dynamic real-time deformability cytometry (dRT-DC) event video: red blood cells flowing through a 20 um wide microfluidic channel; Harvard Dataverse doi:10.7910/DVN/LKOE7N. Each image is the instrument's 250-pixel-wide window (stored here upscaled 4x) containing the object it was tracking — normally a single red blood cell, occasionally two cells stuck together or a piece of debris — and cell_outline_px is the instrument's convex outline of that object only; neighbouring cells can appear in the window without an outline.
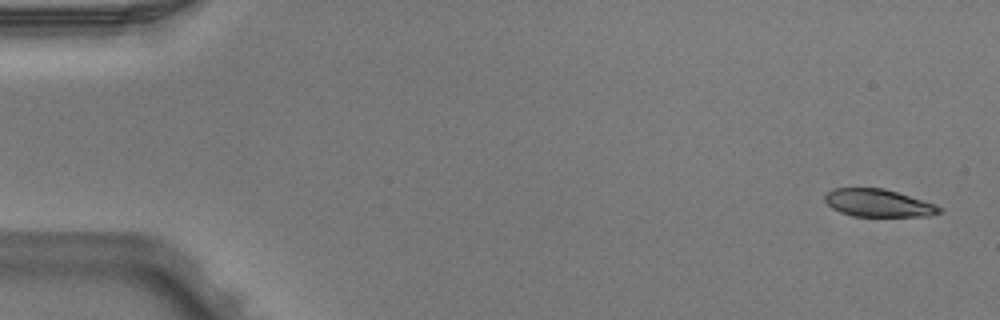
{"species": "Egyptian fruit bat (a non-hibernating species)", "species_latin": "Rousettus aegyptiacus", "temperature_condition": "warm", "stored_images_in_passage": 4, "camera_frame_rate_fps": 3000, "um_per_image_px": 0.085, "animal": {"sex": "male"}, "frame": {"image": 1, "passage_image": 1, "time_ms": 0.0, "image_size_px": [1000, 320], "cell_outline_px": [[944, 212], [932, 216], [852, 216], [840, 212], [832, 208], [824, 200], [824, 196], [828, 192], [836, 188], [884, 188], [936, 204], [944, 208]], "centroid_in_image_um": [74.71, 17.27], "position_along_channel_um": 10.3, "area_um2": 18.55}}
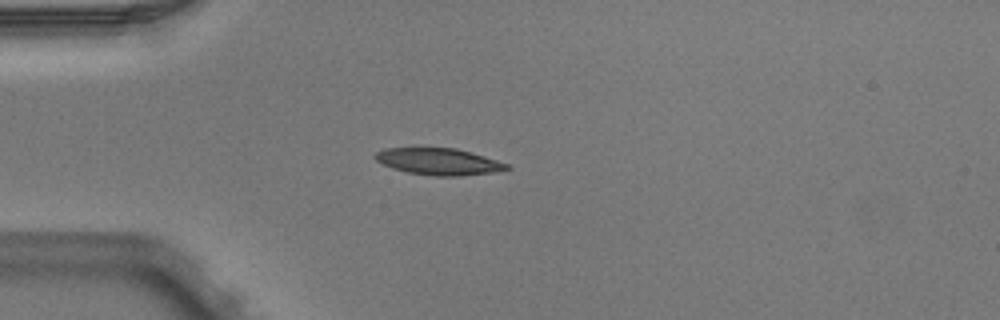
{"frame": {"image": 2, "passage_image": 4, "time_ms": 1.0, "image_size_px": [1000, 320], "cell_outline_px": [[512, 168], [496, 172], [460, 176], [436, 176], [408, 172], [392, 168], [376, 160], [372, 156], [376, 152], [384, 148], [456, 148], [472, 152], [508, 164]], "centroid_in_image_um": [37.3, 13.73], "position_along_channel_um": 47.7, "area_um2": 20.46}}